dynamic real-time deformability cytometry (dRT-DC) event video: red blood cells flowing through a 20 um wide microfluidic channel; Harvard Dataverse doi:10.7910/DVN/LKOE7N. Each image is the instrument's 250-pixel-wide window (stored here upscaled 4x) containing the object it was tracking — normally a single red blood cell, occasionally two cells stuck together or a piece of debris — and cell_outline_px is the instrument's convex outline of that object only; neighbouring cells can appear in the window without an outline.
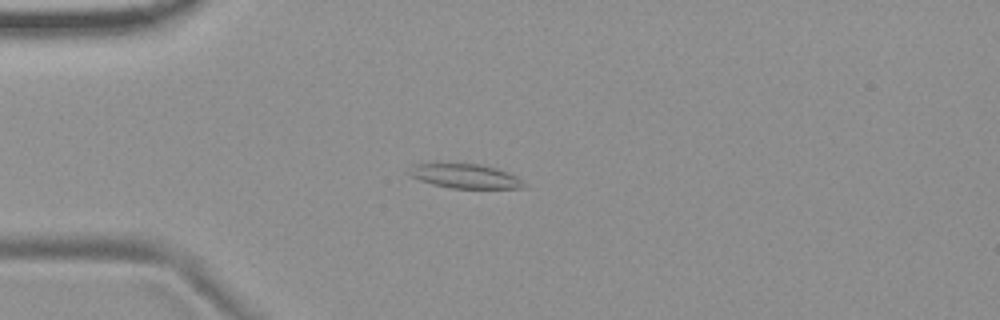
{"species": "common noctule bat (a hibernating species)", "species_latin": "Nyctalus noctula", "temperature_condition": "room temperature", "stored_images_in_passage": 49, "camera_frame_rate_fps": 3000, "um_per_image_px": 0.085, "animal": {"sex": "female", "body_mass_g": 19.9}, "frame": {"image": 1, "passage_image": 9, "time_ms": 2.667, "image_size_px": [1000, 320], "cell_outline_px": [[524, 184], [520, 188], [452, 188], [432, 184], [420, 180], [412, 176], [408, 172], [408, 168], [416, 164], [432, 160], [480, 164], [496, 168], [516, 176]], "centroid_in_image_um": [39.4, 14.91], "position_along_channel_um": 45.6, "area_um2": 16.76}}
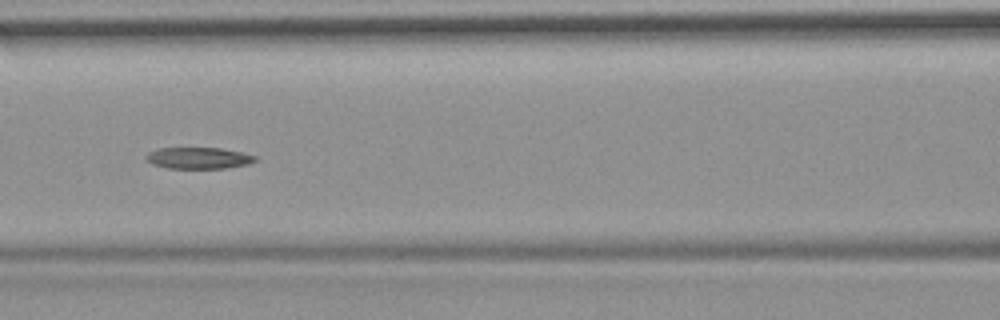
{"frame": {"image": 2, "passage_image": 19, "time_ms": 6.0, "image_size_px": [1000, 320], "cell_outline_px": [[256, 160], [248, 164], [224, 168], [168, 168], [152, 164], [144, 156], [148, 152], [160, 148], [220, 148], [240, 152], [256, 156]], "centroid_in_image_um": [16.85, 13.43], "position_along_channel_um": 149.7, "area_um2": 13.47}}
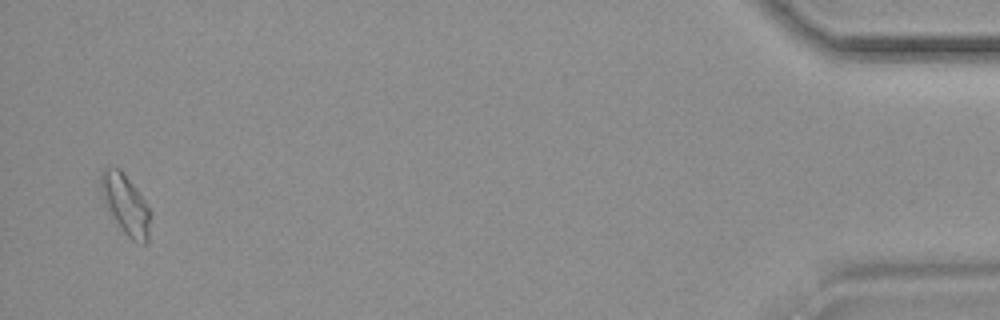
{"frame": {"image": 3, "passage_image": 48, "time_ms": 15.667, "image_size_px": [1000, 320], "cell_outline_px": [[148, 244], [144, 244], [132, 240], [124, 232], [108, 208], [104, 200], [100, 188], [100, 176], [104, 168], [120, 168], [136, 188], [148, 208]], "centroid_in_image_um": [10.65, 17.35], "position_along_channel_um": 424.5, "area_um2": 16.47}, "authors_computed_cell_mechanics": {"area_um2": 14.9702, "velocity_mm_per_s": 3.6977, "shape_relaxation_time_tau1_ms": null, "shape_relaxation_time_tau2_ms": 7.8185, "deformation_change_tau1": null, "deformation_change_tau2": 0.127}}